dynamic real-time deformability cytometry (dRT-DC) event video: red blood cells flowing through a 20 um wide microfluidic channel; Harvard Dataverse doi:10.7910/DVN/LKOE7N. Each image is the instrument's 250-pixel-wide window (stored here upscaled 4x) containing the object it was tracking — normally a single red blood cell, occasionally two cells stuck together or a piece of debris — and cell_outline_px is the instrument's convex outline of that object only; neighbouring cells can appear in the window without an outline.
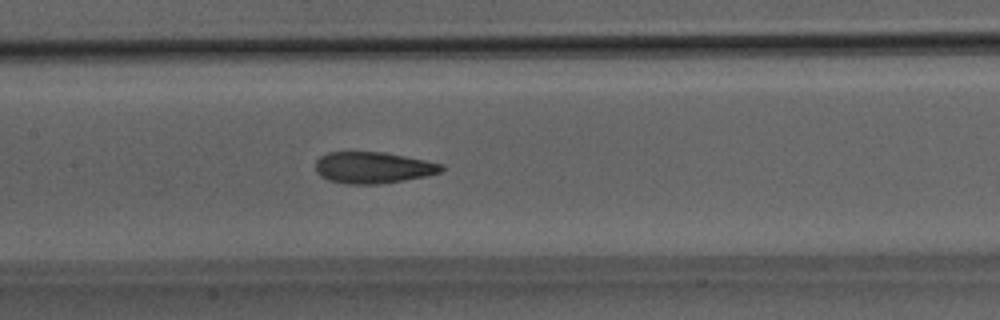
{"species": "Egyptian fruit bat (a non-hibernating species)", "species_latin": "Rousettus aegyptiacus", "temperature_condition": "room temperature", "stored_images_in_passage": 46, "segment_of_instrument_passage": [1, 2], "camera_frame_rate_fps": 3000, "um_per_image_px": 0.085, "animal": {"sex": "male"}, "frame": {"image": 1, "passage_image": 19, "time_ms": 6.0, "image_size_px": [1000, 320], "cell_outline_px": [[444, 168], [440, 172], [428, 176], [380, 184], [344, 184], [328, 180], [320, 176], [316, 172], [316, 160], [320, 156], [328, 152], [384, 152], [444, 164]], "centroid_in_image_um": [31.69, 14.25], "position_along_channel_um": 175.7, "area_um2": 23.18}}
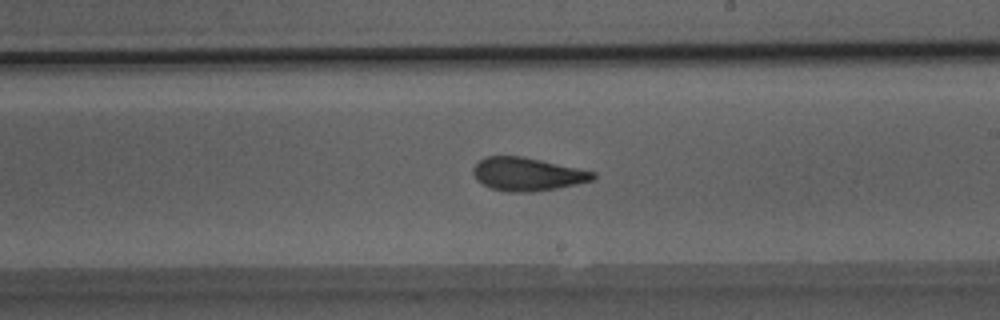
{"frame": {"image": 2, "passage_image": 24, "time_ms": 7.667, "image_size_px": [1000, 320], "cell_outline_px": [[596, 176], [592, 180], [576, 184], [556, 188], [532, 192], [508, 192], [492, 188], [476, 180], [472, 172], [472, 168], [484, 156], [524, 156], [596, 172]], "centroid_in_image_um": [44.8, 14.79], "position_along_channel_um": 244.2, "area_um2": 23.18}}
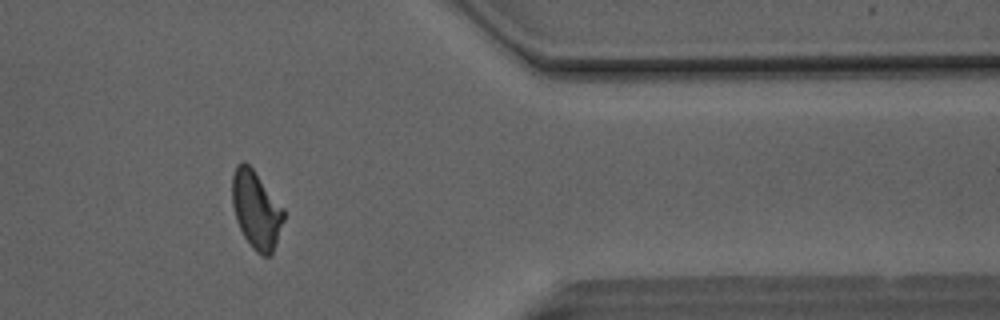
{"frame": {"image": 3, "passage_image": 36, "time_ms": 11.667, "image_size_px": [1000, 320], "cell_outline_px": [[284, 220], [272, 256], [264, 256], [256, 252], [252, 248], [244, 236], [236, 220], [232, 204], [232, 176], [236, 164], [244, 160], [252, 168], [284, 208]], "centroid_in_image_um": [21.77, 17.84], "position_along_channel_um": 389.6, "area_um2": 23.41}}